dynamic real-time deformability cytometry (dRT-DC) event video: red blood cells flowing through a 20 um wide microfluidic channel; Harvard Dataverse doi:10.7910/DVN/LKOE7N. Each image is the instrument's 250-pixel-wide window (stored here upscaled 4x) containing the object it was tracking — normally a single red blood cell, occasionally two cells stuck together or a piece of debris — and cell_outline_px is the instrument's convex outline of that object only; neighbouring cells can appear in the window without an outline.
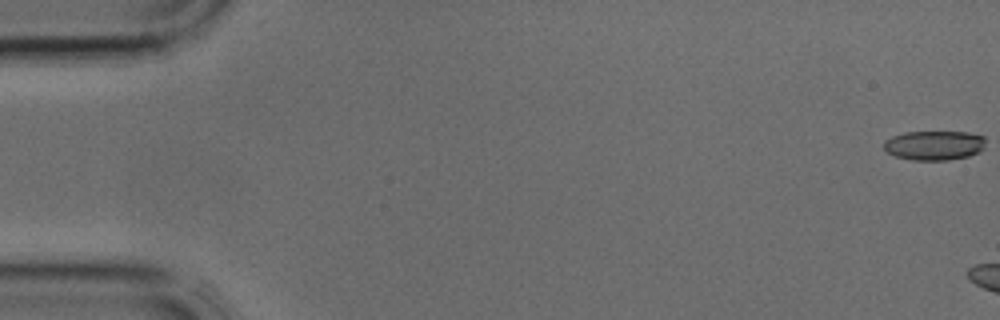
{"species": "common noctule bat (a hibernating species)", "species_latin": "Nyctalus noctula", "temperature_condition": "cold", "stored_images_in_passage": 9, "camera_frame_rate_fps": 3000, "um_per_image_px": 0.085, "animal": {"sex": "male", "body_mass_g": 17.9, "forearm_length_mm": 54.2}, "frame": {"image": 1, "passage_image": 1, "time_ms": 0.0, "image_size_px": [1000, 320], "cell_outline_px": [[984, 148], [980, 152], [968, 156], [948, 160], [912, 160], [896, 156], [888, 152], [884, 148], [884, 140], [892, 136], [904, 132], [968, 132], [984, 136]], "centroid_in_image_um": [79.42, 12.35], "position_along_channel_um": 5.6, "area_um2": 17.51}}